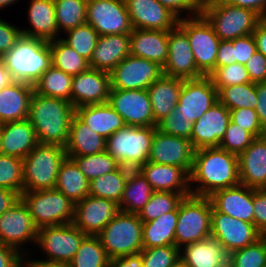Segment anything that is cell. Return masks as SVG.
Segmentation results:
<instances>
[{
	"label": "cell",
	"mask_w": 266,
	"mask_h": 267,
	"mask_svg": "<svg viewBox=\"0 0 266 267\" xmlns=\"http://www.w3.org/2000/svg\"><path fill=\"white\" fill-rule=\"evenodd\" d=\"M193 182H196V187H193ZM239 184L237 155L219 147L195 150L193 166L190 172L192 195L209 197L215 191Z\"/></svg>",
	"instance_id": "cell-1"
},
{
	"label": "cell",
	"mask_w": 266,
	"mask_h": 267,
	"mask_svg": "<svg viewBox=\"0 0 266 267\" xmlns=\"http://www.w3.org/2000/svg\"><path fill=\"white\" fill-rule=\"evenodd\" d=\"M74 115L75 108L71 102L33 92L27 119L32 124L39 143L65 147Z\"/></svg>",
	"instance_id": "cell-2"
},
{
	"label": "cell",
	"mask_w": 266,
	"mask_h": 267,
	"mask_svg": "<svg viewBox=\"0 0 266 267\" xmlns=\"http://www.w3.org/2000/svg\"><path fill=\"white\" fill-rule=\"evenodd\" d=\"M0 60L13 81L32 86L52 66L49 42L23 34Z\"/></svg>",
	"instance_id": "cell-3"
},
{
	"label": "cell",
	"mask_w": 266,
	"mask_h": 267,
	"mask_svg": "<svg viewBox=\"0 0 266 267\" xmlns=\"http://www.w3.org/2000/svg\"><path fill=\"white\" fill-rule=\"evenodd\" d=\"M66 157L65 147L38 143L23 159L24 191L54 189L60 165Z\"/></svg>",
	"instance_id": "cell-4"
},
{
	"label": "cell",
	"mask_w": 266,
	"mask_h": 267,
	"mask_svg": "<svg viewBox=\"0 0 266 267\" xmlns=\"http://www.w3.org/2000/svg\"><path fill=\"white\" fill-rule=\"evenodd\" d=\"M202 15L220 40L231 41L252 34L262 18L254 11L222 0H207Z\"/></svg>",
	"instance_id": "cell-5"
},
{
	"label": "cell",
	"mask_w": 266,
	"mask_h": 267,
	"mask_svg": "<svg viewBox=\"0 0 266 267\" xmlns=\"http://www.w3.org/2000/svg\"><path fill=\"white\" fill-rule=\"evenodd\" d=\"M156 129L125 125L106 139V151L120 166L139 169L148 161Z\"/></svg>",
	"instance_id": "cell-6"
},
{
	"label": "cell",
	"mask_w": 266,
	"mask_h": 267,
	"mask_svg": "<svg viewBox=\"0 0 266 267\" xmlns=\"http://www.w3.org/2000/svg\"><path fill=\"white\" fill-rule=\"evenodd\" d=\"M142 229L143 222L137 214L119 211L97 236L112 261L118 257L141 252Z\"/></svg>",
	"instance_id": "cell-7"
},
{
	"label": "cell",
	"mask_w": 266,
	"mask_h": 267,
	"mask_svg": "<svg viewBox=\"0 0 266 267\" xmlns=\"http://www.w3.org/2000/svg\"><path fill=\"white\" fill-rule=\"evenodd\" d=\"M21 199L27 205L38 229L71 224L75 203L57 189L23 191Z\"/></svg>",
	"instance_id": "cell-8"
},
{
	"label": "cell",
	"mask_w": 266,
	"mask_h": 267,
	"mask_svg": "<svg viewBox=\"0 0 266 267\" xmlns=\"http://www.w3.org/2000/svg\"><path fill=\"white\" fill-rule=\"evenodd\" d=\"M211 210L208 197L189 195L179 203L175 231V245L179 249L211 236Z\"/></svg>",
	"instance_id": "cell-9"
},
{
	"label": "cell",
	"mask_w": 266,
	"mask_h": 267,
	"mask_svg": "<svg viewBox=\"0 0 266 267\" xmlns=\"http://www.w3.org/2000/svg\"><path fill=\"white\" fill-rule=\"evenodd\" d=\"M188 37L197 69L208 76L216 68L220 39L203 15L181 18L177 25Z\"/></svg>",
	"instance_id": "cell-10"
},
{
	"label": "cell",
	"mask_w": 266,
	"mask_h": 267,
	"mask_svg": "<svg viewBox=\"0 0 266 267\" xmlns=\"http://www.w3.org/2000/svg\"><path fill=\"white\" fill-rule=\"evenodd\" d=\"M86 236L73 223L42 227L35 245L46 253V261L69 263Z\"/></svg>",
	"instance_id": "cell-11"
},
{
	"label": "cell",
	"mask_w": 266,
	"mask_h": 267,
	"mask_svg": "<svg viewBox=\"0 0 266 267\" xmlns=\"http://www.w3.org/2000/svg\"><path fill=\"white\" fill-rule=\"evenodd\" d=\"M86 23L100 36L130 34L133 29L124 0H87Z\"/></svg>",
	"instance_id": "cell-12"
},
{
	"label": "cell",
	"mask_w": 266,
	"mask_h": 267,
	"mask_svg": "<svg viewBox=\"0 0 266 267\" xmlns=\"http://www.w3.org/2000/svg\"><path fill=\"white\" fill-rule=\"evenodd\" d=\"M37 235L38 228L21 198L0 216V243L15 248L23 255L27 250L23 253L25 248L21 246L26 242L36 244Z\"/></svg>",
	"instance_id": "cell-13"
},
{
	"label": "cell",
	"mask_w": 266,
	"mask_h": 267,
	"mask_svg": "<svg viewBox=\"0 0 266 267\" xmlns=\"http://www.w3.org/2000/svg\"><path fill=\"white\" fill-rule=\"evenodd\" d=\"M162 74L157 63L129 55L110 72L111 89L147 90Z\"/></svg>",
	"instance_id": "cell-14"
},
{
	"label": "cell",
	"mask_w": 266,
	"mask_h": 267,
	"mask_svg": "<svg viewBox=\"0 0 266 267\" xmlns=\"http://www.w3.org/2000/svg\"><path fill=\"white\" fill-rule=\"evenodd\" d=\"M211 236L217 238L228 254L253 244L263 234L252 223L211 210Z\"/></svg>",
	"instance_id": "cell-15"
},
{
	"label": "cell",
	"mask_w": 266,
	"mask_h": 267,
	"mask_svg": "<svg viewBox=\"0 0 266 267\" xmlns=\"http://www.w3.org/2000/svg\"><path fill=\"white\" fill-rule=\"evenodd\" d=\"M108 103L126 125L156 127L147 90L111 89Z\"/></svg>",
	"instance_id": "cell-16"
},
{
	"label": "cell",
	"mask_w": 266,
	"mask_h": 267,
	"mask_svg": "<svg viewBox=\"0 0 266 267\" xmlns=\"http://www.w3.org/2000/svg\"><path fill=\"white\" fill-rule=\"evenodd\" d=\"M218 102V90L208 76L184 80L176 109L186 120L196 122Z\"/></svg>",
	"instance_id": "cell-17"
},
{
	"label": "cell",
	"mask_w": 266,
	"mask_h": 267,
	"mask_svg": "<svg viewBox=\"0 0 266 267\" xmlns=\"http://www.w3.org/2000/svg\"><path fill=\"white\" fill-rule=\"evenodd\" d=\"M119 211L116 202L88 195L75 204L72 223L84 234L97 236Z\"/></svg>",
	"instance_id": "cell-18"
},
{
	"label": "cell",
	"mask_w": 266,
	"mask_h": 267,
	"mask_svg": "<svg viewBox=\"0 0 266 267\" xmlns=\"http://www.w3.org/2000/svg\"><path fill=\"white\" fill-rule=\"evenodd\" d=\"M195 149L189 139L155 130L148 161L192 170Z\"/></svg>",
	"instance_id": "cell-19"
},
{
	"label": "cell",
	"mask_w": 266,
	"mask_h": 267,
	"mask_svg": "<svg viewBox=\"0 0 266 267\" xmlns=\"http://www.w3.org/2000/svg\"><path fill=\"white\" fill-rule=\"evenodd\" d=\"M168 58L163 74L184 80L199 79L204 75L197 69L187 35L176 26L169 31Z\"/></svg>",
	"instance_id": "cell-20"
},
{
	"label": "cell",
	"mask_w": 266,
	"mask_h": 267,
	"mask_svg": "<svg viewBox=\"0 0 266 267\" xmlns=\"http://www.w3.org/2000/svg\"><path fill=\"white\" fill-rule=\"evenodd\" d=\"M133 29L171 31L179 18L158 0H124Z\"/></svg>",
	"instance_id": "cell-21"
},
{
	"label": "cell",
	"mask_w": 266,
	"mask_h": 267,
	"mask_svg": "<svg viewBox=\"0 0 266 267\" xmlns=\"http://www.w3.org/2000/svg\"><path fill=\"white\" fill-rule=\"evenodd\" d=\"M111 90L110 73L89 68L73 76L71 104L74 108L85 105L106 103Z\"/></svg>",
	"instance_id": "cell-22"
},
{
	"label": "cell",
	"mask_w": 266,
	"mask_h": 267,
	"mask_svg": "<svg viewBox=\"0 0 266 267\" xmlns=\"http://www.w3.org/2000/svg\"><path fill=\"white\" fill-rule=\"evenodd\" d=\"M229 122L230 110L218 101L193 123L190 141L194 149L219 147Z\"/></svg>",
	"instance_id": "cell-23"
},
{
	"label": "cell",
	"mask_w": 266,
	"mask_h": 267,
	"mask_svg": "<svg viewBox=\"0 0 266 267\" xmlns=\"http://www.w3.org/2000/svg\"><path fill=\"white\" fill-rule=\"evenodd\" d=\"M208 198L218 212L253 224V188L239 184L215 191Z\"/></svg>",
	"instance_id": "cell-24"
},
{
	"label": "cell",
	"mask_w": 266,
	"mask_h": 267,
	"mask_svg": "<svg viewBox=\"0 0 266 267\" xmlns=\"http://www.w3.org/2000/svg\"><path fill=\"white\" fill-rule=\"evenodd\" d=\"M239 181L254 189H266V134L256 137L238 156Z\"/></svg>",
	"instance_id": "cell-25"
},
{
	"label": "cell",
	"mask_w": 266,
	"mask_h": 267,
	"mask_svg": "<svg viewBox=\"0 0 266 267\" xmlns=\"http://www.w3.org/2000/svg\"><path fill=\"white\" fill-rule=\"evenodd\" d=\"M138 170L153 191L191 193L190 174L184 168L147 161Z\"/></svg>",
	"instance_id": "cell-26"
},
{
	"label": "cell",
	"mask_w": 266,
	"mask_h": 267,
	"mask_svg": "<svg viewBox=\"0 0 266 267\" xmlns=\"http://www.w3.org/2000/svg\"><path fill=\"white\" fill-rule=\"evenodd\" d=\"M169 31L132 29L130 55L145 58L162 68L168 58Z\"/></svg>",
	"instance_id": "cell-27"
},
{
	"label": "cell",
	"mask_w": 266,
	"mask_h": 267,
	"mask_svg": "<svg viewBox=\"0 0 266 267\" xmlns=\"http://www.w3.org/2000/svg\"><path fill=\"white\" fill-rule=\"evenodd\" d=\"M38 143L28 119L2 123L1 154L24 159Z\"/></svg>",
	"instance_id": "cell-28"
},
{
	"label": "cell",
	"mask_w": 266,
	"mask_h": 267,
	"mask_svg": "<svg viewBox=\"0 0 266 267\" xmlns=\"http://www.w3.org/2000/svg\"><path fill=\"white\" fill-rule=\"evenodd\" d=\"M130 55V34L99 36L90 68L111 72L118 63Z\"/></svg>",
	"instance_id": "cell-29"
},
{
	"label": "cell",
	"mask_w": 266,
	"mask_h": 267,
	"mask_svg": "<svg viewBox=\"0 0 266 267\" xmlns=\"http://www.w3.org/2000/svg\"><path fill=\"white\" fill-rule=\"evenodd\" d=\"M183 82L184 79L162 74L147 88L156 123L176 109Z\"/></svg>",
	"instance_id": "cell-30"
},
{
	"label": "cell",
	"mask_w": 266,
	"mask_h": 267,
	"mask_svg": "<svg viewBox=\"0 0 266 267\" xmlns=\"http://www.w3.org/2000/svg\"><path fill=\"white\" fill-rule=\"evenodd\" d=\"M34 88L23 82H12L0 90V123L28 118Z\"/></svg>",
	"instance_id": "cell-31"
},
{
	"label": "cell",
	"mask_w": 266,
	"mask_h": 267,
	"mask_svg": "<svg viewBox=\"0 0 266 267\" xmlns=\"http://www.w3.org/2000/svg\"><path fill=\"white\" fill-rule=\"evenodd\" d=\"M75 115L105 139L126 125L108 102L78 107L75 109Z\"/></svg>",
	"instance_id": "cell-32"
},
{
	"label": "cell",
	"mask_w": 266,
	"mask_h": 267,
	"mask_svg": "<svg viewBox=\"0 0 266 267\" xmlns=\"http://www.w3.org/2000/svg\"><path fill=\"white\" fill-rule=\"evenodd\" d=\"M29 5L28 20L33 28L21 29V33L48 42L58 39L54 1L31 0Z\"/></svg>",
	"instance_id": "cell-33"
},
{
	"label": "cell",
	"mask_w": 266,
	"mask_h": 267,
	"mask_svg": "<svg viewBox=\"0 0 266 267\" xmlns=\"http://www.w3.org/2000/svg\"><path fill=\"white\" fill-rule=\"evenodd\" d=\"M179 257L188 267H217L229 259V254L217 238L209 236L180 248Z\"/></svg>",
	"instance_id": "cell-34"
},
{
	"label": "cell",
	"mask_w": 266,
	"mask_h": 267,
	"mask_svg": "<svg viewBox=\"0 0 266 267\" xmlns=\"http://www.w3.org/2000/svg\"><path fill=\"white\" fill-rule=\"evenodd\" d=\"M65 151L67 156L97 154L106 151V139L94 132L74 115L71 120Z\"/></svg>",
	"instance_id": "cell-35"
},
{
	"label": "cell",
	"mask_w": 266,
	"mask_h": 267,
	"mask_svg": "<svg viewBox=\"0 0 266 267\" xmlns=\"http://www.w3.org/2000/svg\"><path fill=\"white\" fill-rule=\"evenodd\" d=\"M178 221V208L164 213L157 219L143 222V248L175 245V231Z\"/></svg>",
	"instance_id": "cell-36"
},
{
	"label": "cell",
	"mask_w": 266,
	"mask_h": 267,
	"mask_svg": "<svg viewBox=\"0 0 266 267\" xmlns=\"http://www.w3.org/2000/svg\"><path fill=\"white\" fill-rule=\"evenodd\" d=\"M55 189L76 204L89 195V181L77 164L66 157L60 165Z\"/></svg>",
	"instance_id": "cell-37"
},
{
	"label": "cell",
	"mask_w": 266,
	"mask_h": 267,
	"mask_svg": "<svg viewBox=\"0 0 266 267\" xmlns=\"http://www.w3.org/2000/svg\"><path fill=\"white\" fill-rule=\"evenodd\" d=\"M153 192L151 185L138 169L130 170L119 204L120 211L138 214Z\"/></svg>",
	"instance_id": "cell-38"
},
{
	"label": "cell",
	"mask_w": 266,
	"mask_h": 267,
	"mask_svg": "<svg viewBox=\"0 0 266 267\" xmlns=\"http://www.w3.org/2000/svg\"><path fill=\"white\" fill-rule=\"evenodd\" d=\"M130 170L119 166L115 171L93 179L89 182V195L109 199L120 204Z\"/></svg>",
	"instance_id": "cell-39"
},
{
	"label": "cell",
	"mask_w": 266,
	"mask_h": 267,
	"mask_svg": "<svg viewBox=\"0 0 266 267\" xmlns=\"http://www.w3.org/2000/svg\"><path fill=\"white\" fill-rule=\"evenodd\" d=\"M52 66L64 73L76 76L90 68L89 61L69 47L62 38L49 42Z\"/></svg>",
	"instance_id": "cell-40"
},
{
	"label": "cell",
	"mask_w": 266,
	"mask_h": 267,
	"mask_svg": "<svg viewBox=\"0 0 266 267\" xmlns=\"http://www.w3.org/2000/svg\"><path fill=\"white\" fill-rule=\"evenodd\" d=\"M73 76L51 66L33 85L34 92L39 95L61 98L71 102V85Z\"/></svg>",
	"instance_id": "cell-41"
},
{
	"label": "cell",
	"mask_w": 266,
	"mask_h": 267,
	"mask_svg": "<svg viewBox=\"0 0 266 267\" xmlns=\"http://www.w3.org/2000/svg\"><path fill=\"white\" fill-rule=\"evenodd\" d=\"M110 262L99 237L87 235L69 263L71 267H110Z\"/></svg>",
	"instance_id": "cell-42"
},
{
	"label": "cell",
	"mask_w": 266,
	"mask_h": 267,
	"mask_svg": "<svg viewBox=\"0 0 266 267\" xmlns=\"http://www.w3.org/2000/svg\"><path fill=\"white\" fill-rule=\"evenodd\" d=\"M189 195H192V193L154 191L149 201L137 215L142 222L157 219L164 213L176 210L184 197Z\"/></svg>",
	"instance_id": "cell-43"
},
{
	"label": "cell",
	"mask_w": 266,
	"mask_h": 267,
	"mask_svg": "<svg viewBox=\"0 0 266 267\" xmlns=\"http://www.w3.org/2000/svg\"><path fill=\"white\" fill-rule=\"evenodd\" d=\"M55 17L60 33L86 23L87 0H53Z\"/></svg>",
	"instance_id": "cell-44"
},
{
	"label": "cell",
	"mask_w": 266,
	"mask_h": 267,
	"mask_svg": "<svg viewBox=\"0 0 266 267\" xmlns=\"http://www.w3.org/2000/svg\"><path fill=\"white\" fill-rule=\"evenodd\" d=\"M218 101L229 110L250 108L255 110L258 103L256 84L244 83L240 85L221 87L218 90Z\"/></svg>",
	"instance_id": "cell-45"
},
{
	"label": "cell",
	"mask_w": 266,
	"mask_h": 267,
	"mask_svg": "<svg viewBox=\"0 0 266 267\" xmlns=\"http://www.w3.org/2000/svg\"><path fill=\"white\" fill-rule=\"evenodd\" d=\"M67 157L77 164L79 170L86 176L89 182L101 175L115 171L120 166L107 151L88 156Z\"/></svg>",
	"instance_id": "cell-46"
},
{
	"label": "cell",
	"mask_w": 266,
	"mask_h": 267,
	"mask_svg": "<svg viewBox=\"0 0 266 267\" xmlns=\"http://www.w3.org/2000/svg\"><path fill=\"white\" fill-rule=\"evenodd\" d=\"M65 33L67 38L62 40L90 62L100 36L98 32L90 24L84 23Z\"/></svg>",
	"instance_id": "cell-47"
},
{
	"label": "cell",
	"mask_w": 266,
	"mask_h": 267,
	"mask_svg": "<svg viewBox=\"0 0 266 267\" xmlns=\"http://www.w3.org/2000/svg\"><path fill=\"white\" fill-rule=\"evenodd\" d=\"M0 188L22 194L24 191L23 159L0 154Z\"/></svg>",
	"instance_id": "cell-48"
},
{
	"label": "cell",
	"mask_w": 266,
	"mask_h": 267,
	"mask_svg": "<svg viewBox=\"0 0 266 267\" xmlns=\"http://www.w3.org/2000/svg\"><path fill=\"white\" fill-rule=\"evenodd\" d=\"M234 267H266V237L229 254Z\"/></svg>",
	"instance_id": "cell-49"
},
{
	"label": "cell",
	"mask_w": 266,
	"mask_h": 267,
	"mask_svg": "<svg viewBox=\"0 0 266 267\" xmlns=\"http://www.w3.org/2000/svg\"><path fill=\"white\" fill-rule=\"evenodd\" d=\"M208 77L217 90L221 87L251 83L245 65L240 63L215 68Z\"/></svg>",
	"instance_id": "cell-50"
},
{
	"label": "cell",
	"mask_w": 266,
	"mask_h": 267,
	"mask_svg": "<svg viewBox=\"0 0 266 267\" xmlns=\"http://www.w3.org/2000/svg\"><path fill=\"white\" fill-rule=\"evenodd\" d=\"M144 267H172L179 259L180 249L176 245L143 248L140 252Z\"/></svg>",
	"instance_id": "cell-51"
},
{
	"label": "cell",
	"mask_w": 266,
	"mask_h": 267,
	"mask_svg": "<svg viewBox=\"0 0 266 267\" xmlns=\"http://www.w3.org/2000/svg\"><path fill=\"white\" fill-rule=\"evenodd\" d=\"M255 138L252 133L230 121L219 148L239 156Z\"/></svg>",
	"instance_id": "cell-52"
},
{
	"label": "cell",
	"mask_w": 266,
	"mask_h": 267,
	"mask_svg": "<svg viewBox=\"0 0 266 267\" xmlns=\"http://www.w3.org/2000/svg\"><path fill=\"white\" fill-rule=\"evenodd\" d=\"M180 114L181 113L175 109L157 123V130L164 134L183 137L190 140L193 132V123L186 120V118Z\"/></svg>",
	"instance_id": "cell-53"
},
{
	"label": "cell",
	"mask_w": 266,
	"mask_h": 267,
	"mask_svg": "<svg viewBox=\"0 0 266 267\" xmlns=\"http://www.w3.org/2000/svg\"><path fill=\"white\" fill-rule=\"evenodd\" d=\"M230 121L252 133L255 137H261L266 134L260 124L256 111L253 109L239 108L230 110Z\"/></svg>",
	"instance_id": "cell-54"
},
{
	"label": "cell",
	"mask_w": 266,
	"mask_h": 267,
	"mask_svg": "<svg viewBox=\"0 0 266 267\" xmlns=\"http://www.w3.org/2000/svg\"><path fill=\"white\" fill-rule=\"evenodd\" d=\"M163 6L172 11L179 19L183 11L189 16L202 15L207 0H158ZM182 12V13H181Z\"/></svg>",
	"instance_id": "cell-55"
},
{
	"label": "cell",
	"mask_w": 266,
	"mask_h": 267,
	"mask_svg": "<svg viewBox=\"0 0 266 267\" xmlns=\"http://www.w3.org/2000/svg\"><path fill=\"white\" fill-rule=\"evenodd\" d=\"M234 60L236 63L245 65L247 61L257 52L256 42L253 34L238 37L233 40Z\"/></svg>",
	"instance_id": "cell-56"
},
{
	"label": "cell",
	"mask_w": 266,
	"mask_h": 267,
	"mask_svg": "<svg viewBox=\"0 0 266 267\" xmlns=\"http://www.w3.org/2000/svg\"><path fill=\"white\" fill-rule=\"evenodd\" d=\"M253 224L264 235L266 234V189L253 188Z\"/></svg>",
	"instance_id": "cell-57"
},
{
	"label": "cell",
	"mask_w": 266,
	"mask_h": 267,
	"mask_svg": "<svg viewBox=\"0 0 266 267\" xmlns=\"http://www.w3.org/2000/svg\"><path fill=\"white\" fill-rule=\"evenodd\" d=\"M249 78L252 83H262L266 81V57L256 52L245 64Z\"/></svg>",
	"instance_id": "cell-58"
},
{
	"label": "cell",
	"mask_w": 266,
	"mask_h": 267,
	"mask_svg": "<svg viewBox=\"0 0 266 267\" xmlns=\"http://www.w3.org/2000/svg\"><path fill=\"white\" fill-rule=\"evenodd\" d=\"M21 34L20 28L0 18V58L14 46Z\"/></svg>",
	"instance_id": "cell-59"
},
{
	"label": "cell",
	"mask_w": 266,
	"mask_h": 267,
	"mask_svg": "<svg viewBox=\"0 0 266 267\" xmlns=\"http://www.w3.org/2000/svg\"><path fill=\"white\" fill-rule=\"evenodd\" d=\"M25 256L15 248L0 243V267H23Z\"/></svg>",
	"instance_id": "cell-60"
},
{
	"label": "cell",
	"mask_w": 266,
	"mask_h": 267,
	"mask_svg": "<svg viewBox=\"0 0 266 267\" xmlns=\"http://www.w3.org/2000/svg\"><path fill=\"white\" fill-rule=\"evenodd\" d=\"M236 63L234 60L233 40H221L218 46L216 68Z\"/></svg>",
	"instance_id": "cell-61"
},
{
	"label": "cell",
	"mask_w": 266,
	"mask_h": 267,
	"mask_svg": "<svg viewBox=\"0 0 266 267\" xmlns=\"http://www.w3.org/2000/svg\"><path fill=\"white\" fill-rule=\"evenodd\" d=\"M256 92L258 103L255 111L258 115V119L263 130L266 132V81L262 83H256Z\"/></svg>",
	"instance_id": "cell-62"
},
{
	"label": "cell",
	"mask_w": 266,
	"mask_h": 267,
	"mask_svg": "<svg viewBox=\"0 0 266 267\" xmlns=\"http://www.w3.org/2000/svg\"><path fill=\"white\" fill-rule=\"evenodd\" d=\"M223 2L256 12L262 19L266 18V0H222Z\"/></svg>",
	"instance_id": "cell-63"
},
{
	"label": "cell",
	"mask_w": 266,
	"mask_h": 267,
	"mask_svg": "<svg viewBox=\"0 0 266 267\" xmlns=\"http://www.w3.org/2000/svg\"><path fill=\"white\" fill-rule=\"evenodd\" d=\"M20 198L21 195L18 192L7 188H0V216L11 208Z\"/></svg>",
	"instance_id": "cell-64"
},
{
	"label": "cell",
	"mask_w": 266,
	"mask_h": 267,
	"mask_svg": "<svg viewBox=\"0 0 266 267\" xmlns=\"http://www.w3.org/2000/svg\"><path fill=\"white\" fill-rule=\"evenodd\" d=\"M252 34L256 42L257 51L266 57V18L258 23Z\"/></svg>",
	"instance_id": "cell-65"
},
{
	"label": "cell",
	"mask_w": 266,
	"mask_h": 267,
	"mask_svg": "<svg viewBox=\"0 0 266 267\" xmlns=\"http://www.w3.org/2000/svg\"><path fill=\"white\" fill-rule=\"evenodd\" d=\"M110 267H144L141 254L128 255L115 258L110 262Z\"/></svg>",
	"instance_id": "cell-66"
},
{
	"label": "cell",
	"mask_w": 266,
	"mask_h": 267,
	"mask_svg": "<svg viewBox=\"0 0 266 267\" xmlns=\"http://www.w3.org/2000/svg\"><path fill=\"white\" fill-rule=\"evenodd\" d=\"M23 267H71V265L67 262H51L40 259L38 261L23 259Z\"/></svg>",
	"instance_id": "cell-67"
},
{
	"label": "cell",
	"mask_w": 266,
	"mask_h": 267,
	"mask_svg": "<svg viewBox=\"0 0 266 267\" xmlns=\"http://www.w3.org/2000/svg\"><path fill=\"white\" fill-rule=\"evenodd\" d=\"M12 82L11 74L4 66L3 62L0 60V90L7 85H10Z\"/></svg>",
	"instance_id": "cell-68"
},
{
	"label": "cell",
	"mask_w": 266,
	"mask_h": 267,
	"mask_svg": "<svg viewBox=\"0 0 266 267\" xmlns=\"http://www.w3.org/2000/svg\"><path fill=\"white\" fill-rule=\"evenodd\" d=\"M17 0H0V10L4 7H8L11 4H14Z\"/></svg>",
	"instance_id": "cell-69"
},
{
	"label": "cell",
	"mask_w": 266,
	"mask_h": 267,
	"mask_svg": "<svg viewBox=\"0 0 266 267\" xmlns=\"http://www.w3.org/2000/svg\"><path fill=\"white\" fill-rule=\"evenodd\" d=\"M172 267H188L187 264L179 257Z\"/></svg>",
	"instance_id": "cell-70"
},
{
	"label": "cell",
	"mask_w": 266,
	"mask_h": 267,
	"mask_svg": "<svg viewBox=\"0 0 266 267\" xmlns=\"http://www.w3.org/2000/svg\"><path fill=\"white\" fill-rule=\"evenodd\" d=\"M217 267H234V266L232 262L229 259H227L225 262L221 263Z\"/></svg>",
	"instance_id": "cell-71"
},
{
	"label": "cell",
	"mask_w": 266,
	"mask_h": 267,
	"mask_svg": "<svg viewBox=\"0 0 266 267\" xmlns=\"http://www.w3.org/2000/svg\"><path fill=\"white\" fill-rule=\"evenodd\" d=\"M1 139H2V123H0V154H1Z\"/></svg>",
	"instance_id": "cell-72"
}]
</instances>
